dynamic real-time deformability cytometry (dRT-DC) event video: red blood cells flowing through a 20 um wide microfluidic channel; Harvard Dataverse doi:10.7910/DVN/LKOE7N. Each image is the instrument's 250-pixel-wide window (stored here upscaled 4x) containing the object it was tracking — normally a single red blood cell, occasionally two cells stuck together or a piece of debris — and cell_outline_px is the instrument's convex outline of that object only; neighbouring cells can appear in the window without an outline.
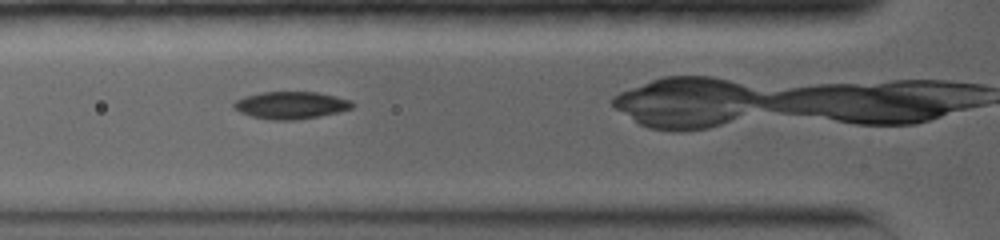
{"species": "common noctule bat (a hibernating species)", "species_latin": "Nyctalus noctula", "temperature_condition": "warm", "stored_images_in_passage": 6, "camera_frame_rate_fps": 5000, "um_per_image_px": 0.085, "animal": {"sex": "female", "body_mass_g": 19.0, "forearm_length_mm": 56.7}, "frame": {"image": 1, "passage_image": 3, "time_ms": 1.8, "image_size_px": [1000, 240], "cell_outline_px": [[356, 104], [352, 108], [340, 112], [320, 116], [296, 120], [272, 120], [252, 116], [240, 112], [232, 108], [232, 104], [236, 100], [244, 96], [260, 92], [316, 92], [336, 96], [352, 100]], "centroid_in_image_um": [24.74, 8.94], "position_along_channel_um": 101.1, "area_um2": 19.07}}
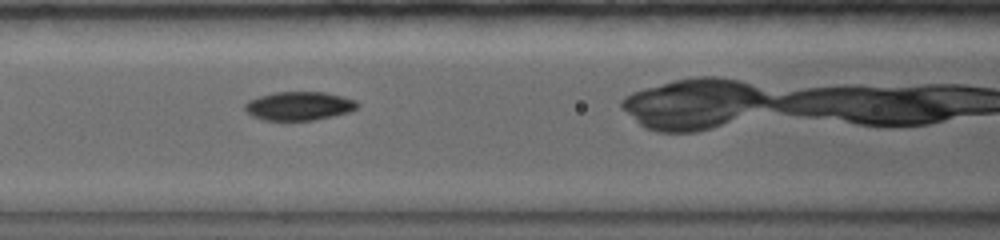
{"frame": {"image": 2, "passage_image": 4, "time_ms": 2.8, "image_size_px": [1000, 240], "cell_outline_px": [[360, 104], [356, 108], [348, 112], [332, 116], [312, 120], [264, 120], [252, 116], [244, 108], [244, 104], [248, 100], [272, 92], [324, 92], [356, 100]], "centroid_in_image_um": [25.4, 9.0], "position_along_channel_um": 141.2, "area_um2": 18.67}}
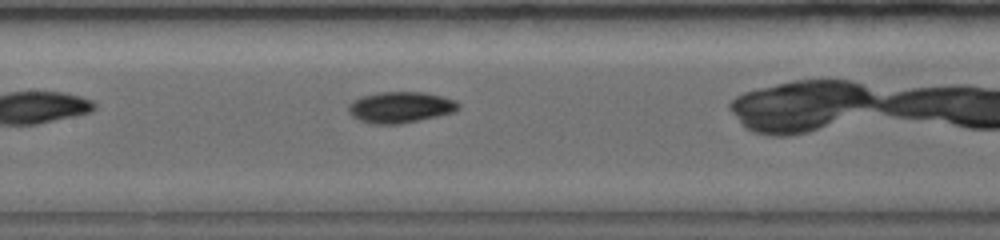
{"frame": {"image": 3, "passage_image": 5, "time_ms": 3.6, "image_size_px": [1000, 240], "cell_outline_px": [[460, 108], [452, 112], [436, 116], [400, 124], [372, 124], [360, 120], [352, 116], [348, 112], [348, 104], [352, 100], [364, 96], [380, 92], [424, 92], [456, 100], [460, 104]], "centroid_in_image_um": [34.01, 9.11], "position_along_channel_um": 173.4, "area_um2": 19.83}}